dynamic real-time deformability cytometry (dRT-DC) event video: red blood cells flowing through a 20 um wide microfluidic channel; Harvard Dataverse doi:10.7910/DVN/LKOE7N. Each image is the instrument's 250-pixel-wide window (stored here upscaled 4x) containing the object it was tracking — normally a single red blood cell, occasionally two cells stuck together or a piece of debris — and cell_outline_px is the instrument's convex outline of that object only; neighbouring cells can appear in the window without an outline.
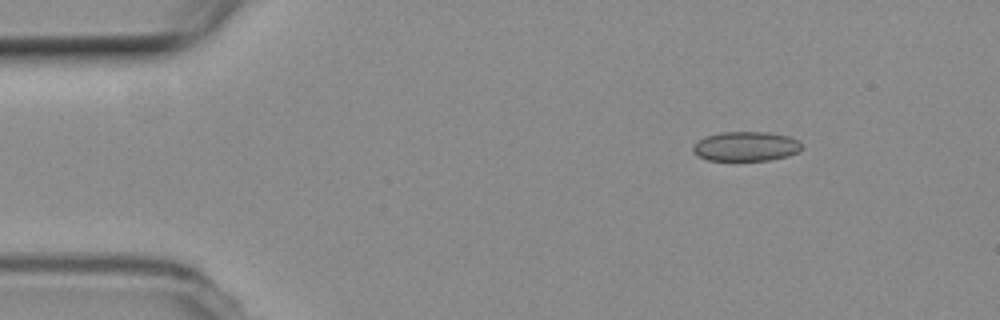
{"species": "common noctule bat (a hibernating species)", "species_latin": "Nyctalus noctula", "temperature_condition": "room temperature", "stored_images_in_passage": 48, "camera_frame_rate_fps": 3000, "um_per_image_px": 0.085, "animal": {"sex": "female", "body_mass_g": 19.3, "forearm_length_mm": 54.1}, "frame": {"image": 1, "passage_image": 1, "time_ms": 0.0, "image_size_px": [1000, 320], "cell_outline_px": [[800, 152], [788, 156], [768, 160], [708, 160], [696, 156], [692, 152], [692, 148], [700, 140], [708, 136], [724, 132], [768, 132], [788, 136], [800, 140]], "centroid_in_image_um": [63.42, 12.45], "position_along_channel_um": 21.6, "area_um2": 18.61}}
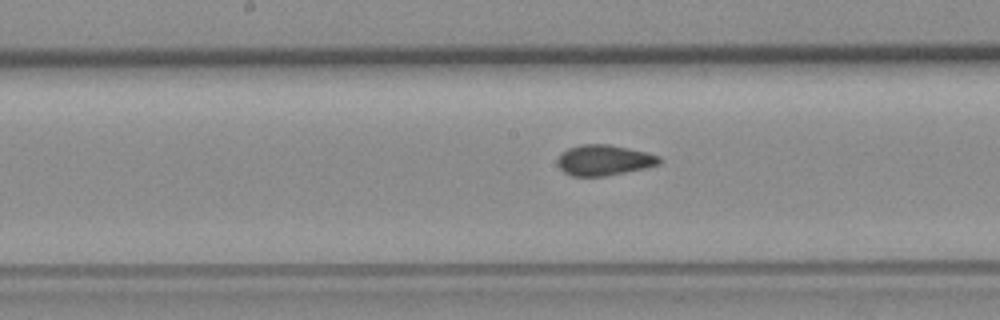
{"frame": {"image": 2, "passage_image": 21, "time_ms": 6.667, "image_size_px": [1000, 320], "cell_outline_px": [[660, 164], [644, 168], [604, 176], [572, 176], [564, 172], [556, 164], [556, 160], [560, 152], [568, 148], [580, 144], [608, 144], [648, 152], [660, 156]], "centroid_in_image_um": [51.3, 13.6], "position_along_channel_um": 196.9, "area_um2": 18.26}}
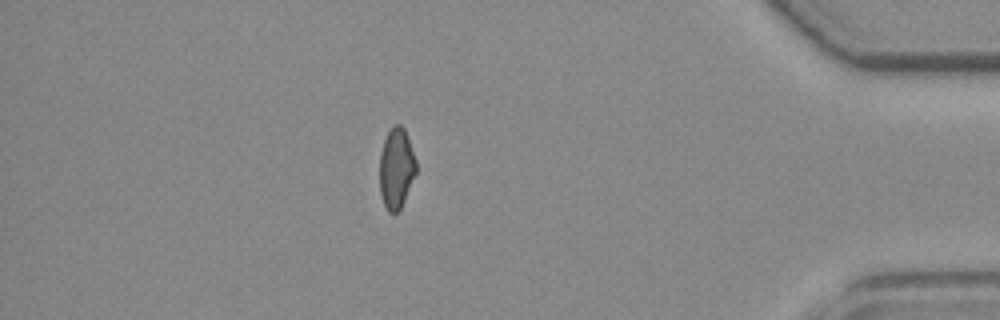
{"frame": {"image": 3, "passage_image": 41, "time_ms": 13.333, "image_size_px": [1000, 320], "cell_outline_px": [[416, 172], [400, 212], [388, 212], [380, 196], [380, 152], [384, 140], [392, 124], [400, 124], [404, 128], [416, 160]], "centroid_in_image_um": [33.68, 14.32], "position_along_channel_um": 401.5, "area_um2": 17.22}, "authors_computed_cell_mechanics": {"area_um2": 18.0336, "velocity_mm_per_s": 3.7615, "shape_relaxation_time_tau1_ms": null, "shape_relaxation_time_tau2_ms": 2.0274, "deformation_change_tau1": null, "deformation_change_tau2": 0.0621}}